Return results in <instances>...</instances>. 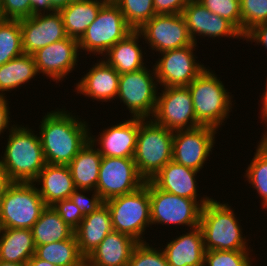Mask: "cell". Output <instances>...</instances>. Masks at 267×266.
<instances>
[{"mask_svg": "<svg viewBox=\"0 0 267 266\" xmlns=\"http://www.w3.org/2000/svg\"><path fill=\"white\" fill-rule=\"evenodd\" d=\"M65 109L51 110L40 121L39 137L47 164L68 165L90 138L88 123Z\"/></svg>", "mask_w": 267, "mask_h": 266, "instance_id": "1", "label": "cell"}, {"mask_svg": "<svg viewBox=\"0 0 267 266\" xmlns=\"http://www.w3.org/2000/svg\"><path fill=\"white\" fill-rule=\"evenodd\" d=\"M8 134L0 166L12 182H33L47 164L39 134L22 124H14Z\"/></svg>", "mask_w": 267, "mask_h": 266, "instance_id": "2", "label": "cell"}, {"mask_svg": "<svg viewBox=\"0 0 267 266\" xmlns=\"http://www.w3.org/2000/svg\"><path fill=\"white\" fill-rule=\"evenodd\" d=\"M233 208L213 198L201 209L199 227L202 230L204 247L209 250L253 251L242 233V226Z\"/></svg>", "mask_w": 267, "mask_h": 266, "instance_id": "3", "label": "cell"}, {"mask_svg": "<svg viewBox=\"0 0 267 266\" xmlns=\"http://www.w3.org/2000/svg\"><path fill=\"white\" fill-rule=\"evenodd\" d=\"M207 67L188 85L196 114L201 126L218 130L232 111V95L217 75Z\"/></svg>", "mask_w": 267, "mask_h": 266, "instance_id": "4", "label": "cell"}, {"mask_svg": "<svg viewBox=\"0 0 267 266\" xmlns=\"http://www.w3.org/2000/svg\"><path fill=\"white\" fill-rule=\"evenodd\" d=\"M174 131L169 130L151 118H139L134 161L138 173L151 180L172 160Z\"/></svg>", "mask_w": 267, "mask_h": 266, "instance_id": "5", "label": "cell"}, {"mask_svg": "<svg viewBox=\"0 0 267 266\" xmlns=\"http://www.w3.org/2000/svg\"><path fill=\"white\" fill-rule=\"evenodd\" d=\"M104 203L110 210L113 230L129 235L138 242H146L144 233L151 226L149 180L138 190Z\"/></svg>", "mask_w": 267, "mask_h": 266, "instance_id": "6", "label": "cell"}, {"mask_svg": "<svg viewBox=\"0 0 267 266\" xmlns=\"http://www.w3.org/2000/svg\"><path fill=\"white\" fill-rule=\"evenodd\" d=\"M46 204L32 182H12L0 201V228L31 229Z\"/></svg>", "mask_w": 267, "mask_h": 266, "instance_id": "7", "label": "cell"}, {"mask_svg": "<svg viewBox=\"0 0 267 266\" xmlns=\"http://www.w3.org/2000/svg\"><path fill=\"white\" fill-rule=\"evenodd\" d=\"M134 29L124 19L119 6L108 0L100 9L95 21L78 41L79 51L101 57L118 41L126 38Z\"/></svg>", "mask_w": 267, "mask_h": 266, "instance_id": "8", "label": "cell"}, {"mask_svg": "<svg viewBox=\"0 0 267 266\" xmlns=\"http://www.w3.org/2000/svg\"><path fill=\"white\" fill-rule=\"evenodd\" d=\"M204 196L198 201L180 197L158 189L149 180L151 225H184L190 229L198 227L201 209L212 199Z\"/></svg>", "mask_w": 267, "mask_h": 266, "instance_id": "9", "label": "cell"}, {"mask_svg": "<svg viewBox=\"0 0 267 266\" xmlns=\"http://www.w3.org/2000/svg\"><path fill=\"white\" fill-rule=\"evenodd\" d=\"M158 82L154 67L120 74L117 98L126 105L130 117L151 118L156 108Z\"/></svg>", "mask_w": 267, "mask_h": 266, "instance_id": "10", "label": "cell"}, {"mask_svg": "<svg viewBox=\"0 0 267 266\" xmlns=\"http://www.w3.org/2000/svg\"><path fill=\"white\" fill-rule=\"evenodd\" d=\"M160 91L151 117L154 122L172 131L201 126L196 120L192 97L187 86L163 87Z\"/></svg>", "mask_w": 267, "mask_h": 266, "instance_id": "11", "label": "cell"}, {"mask_svg": "<svg viewBox=\"0 0 267 266\" xmlns=\"http://www.w3.org/2000/svg\"><path fill=\"white\" fill-rule=\"evenodd\" d=\"M145 181L133 158L102 157L96 191L105 202L138 190Z\"/></svg>", "mask_w": 267, "mask_h": 266, "instance_id": "12", "label": "cell"}, {"mask_svg": "<svg viewBox=\"0 0 267 266\" xmlns=\"http://www.w3.org/2000/svg\"><path fill=\"white\" fill-rule=\"evenodd\" d=\"M196 43L183 48L159 53V58L153 65L158 86L180 87L190 85L206 67L199 63L194 55Z\"/></svg>", "mask_w": 267, "mask_h": 266, "instance_id": "13", "label": "cell"}, {"mask_svg": "<svg viewBox=\"0 0 267 266\" xmlns=\"http://www.w3.org/2000/svg\"><path fill=\"white\" fill-rule=\"evenodd\" d=\"M152 51L162 53L194 44L183 14H156L138 30Z\"/></svg>", "mask_w": 267, "mask_h": 266, "instance_id": "14", "label": "cell"}, {"mask_svg": "<svg viewBox=\"0 0 267 266\" xmlns=\"http://www.w3.org/2000/svg\"><path fill=\"white\" fill-rule=\"evenodd\" d=\"M216 131L210 126L174 131L172 160L200 172L216 144Z\"/></svg>", "mask_w": 267, "mask_h": 266, "instance_id": "15", "label": "cell"}, {"mask_svg": "<svg viewBox=\"0 0 267 266\" xmlns=\"http://www.w3.org/2000/svg\"><path fill=\"white\" fill-rule=\"evenodd\" d=\"M32 55L38 74L42 73L58 83L78 65L77 58L80 55L78 40L67 37L38 49Z\"/></svg>", "mask_w": 267, "mask_h": 266, "instance_id": "16", "label": "cell"}, {"mask_svg": "<svg viewBox=\"0 0 267 266\" xmlns=\"http://www.w3.org/2000/svg\"><path fill=\"white\" fill-rule=\"evenodd\" d=\"M24 54H34L56 41L67 38L59 11L19 19Z\"/></svg>", "mask_w": 267, "mask_h": 266, "instance_id": "17", "label": "cell"}, {"mask_svg": "<svg viewBox=\"0 0 267 266\" xmlns=\"http://www.w3.org/2000/svg\"><path fill=\"white\" fill-rule=\"evenodd\" d=\"M182 14L189 34L196 44V36L208 37V39H215V37L244 39L242 33L230 21L212 13L197 0H191Z\"/></svg>", "mask_w": 267, "mask_h": 266, "instance_id": "18", "label": "cell"}, {"mask_svg": "<svg viewBox=\"0 0 267 266\" xmlns=\"http://www.w3.org/2000/svg\"><path fill=\"white\" fill-rule=\"evenodd\" d=\"M138 130L139 118L131 117L102 130L99 137L90 133L89 140L95 146L100 145L97 149L102 157L133 158Z\"/></svg>", "mask_w": 267, "mask_h": 266, "instance_id": "19", "label": "cell"}, {"mask_svg": "<svg viewBox=\"0 0 267 266\" xmlns=\"http://www.w3.org/2000/svg\"><path fill=\"white\" fill-rule=\"evenodd\" d=\"M76 83L75 91L92 100L110 102L117 99L120 74L103 58Z\"/></svg>", "mask_w": 267, "mask_h": 266, "instance_id": "20", "label": "cell"}, {"mask_svg": "<svg viewBox=\"0 0 267 266\" xmlns=\"http://www.w3.org/2000/svg\"><path fill=\"white\" fill-rule=\"evenodd\" d=\"M161 248L169 266H204L205 247L201 228L190 229Z\"/></svg>", "mask_w": 267, "mask_h": 266, "instance_id": "21", "label": "cell"}, {"mask_svg": "<svg viewBox=\"0 0 267 266\" xmlns=\"http://www.w3.org/2000/svg\"><path fill=\"white\" fill-rule=\"evenodd\" d=\"M198 173L199 171L171 160L150 181L160 190L197 201Z\"/></svg>", "mask_w": 267, "mask_h": 266, "instance_id": "22", "label": "cell"}, {"mask_svg": "<svg viewBox=\"0 0 267 266\" xmlns=\"http://www.w3.org/2000/svg\"><path fill=\"white\" fill-rule=\"evenodd\" d=\"M32 183L41 185L37 190L46 206L69 198L76 190L68 165L46 164Z\"/></svg>", "mask_w": 267, "mask_h": 266, "instance_id": "23", "label": "cell"}, {"mask_svg": "<svg viewBox=\"0 0 267 266\" xmlns=\"http://www.w3.org/2000/svg\"><path fill=\"white\" fill-rule=\"evenodd\" d=\"M112 230L111 213L104 203L95 212L84 216L74 230L80 253L88 256Z\"/></svg>", "mask_w": 267, "mask_h": 266, "instance_id": "24", "label": "cell"}, {"mask_svg": "<svg viewBox=\"0 0 267 266\" xmlns=\"http://www.w3.org/2000/svg\"><path fill=\"white\" fill-rule=\"evenodd\" d=\"M138 243L129 235L112 230L88 257L97 266H127Z\"/></svg>", "mask_w": 267, "mask_h": 266, "instance_id": "25", "label": "cell"}, {"mask_svg": "<svg viewBox=\"0 0 267 266\" xmlns=\"http://www.w3.org/2000/svg\"><path fill=\"white\" fill-rule=\"evenodd\" d=\"M142 35L134 30L126 38L118 41L104 55L103 59L119 74L140 70L145 66L143 51L139 44ZM106 59H105V58Z\"/></svg>", "mask_w": 267, "mask_h": 266, "instance_id": "26", "label": "cell"}, {"mask_svg": "<svg viewBox=\"0 0 267 266\" xmlns=\"http://www.w3.org/2000/svg\"><path fill=\"white\" fill-rule=\"evenodd\" d=\"M108 0H73L59 12L68 37L80 40Z\"/></svg>", "mask_w": 267, "mask_h": 266, "instance_id": "27", "label": "cell"}, {"mask_svg": "<svg viewBox=\"0 0 267 266\" xmlns=\"http://www.w3.org/2000/svg\"><path fill=\"white\" fill-rule=\"evenodd\" d=\"M102 155L89 140L68 164L76 189L96 190Z\"/></svg>", "mask_w": 267, "mask_h": 266, "instance_id": "28", "label": "cell"}, {"mask_svg": "<svg viewBox=\"0 0 267 266\" xmlns=\"http://www.w3.org/2000/svg\"><path fill=\"white\" fill-rule=\"evenodd\" d=\"M31 229H0V260L17 264L26 262L35 254Z\"/></svg>", "mask_w": 267, "mask_h": 266, "instance_id": "29", "label": "cell"}, {"mask_svg": "<svg viewBox=\"0 0 267 266\" xmlns=\"http://www.w3.org/2000/svg\"><path fill=\"white\" fill-rule=\"evenodd\" d=\"M31 231L35 246L64 241L74 234L52 206H46Z\"/></svg>", "mask_w": 267, "mask_h": 266, "instance_id": "30", "label": "cell"}, {"mask_svg": "<svg viewBox=\"0 0 267 266\" xmlns=\"http://www.w3.org/2000/svg\"><path fill=\"white\" fill-rule=\"evenodd\" d=\"M38 75L33 55L22 54L0 65V95L5 96L22 84L28 83Z\"/></svg>", "mask_w": 267, "mask_h": 266, "instance_id": "31", "label": "cell"}, {"mask_svg": "<svg viewBox=\"0 0 267 266\" xmlns=\"http://www.w3.org/2000/svg\"><path fill=\"white\" fill-rule=\"evenodd\" d=\"M35 247V255L38 258L56 266H70L83 257L74 234L64 241Z\"/></svg>", "mask_w": 267, "mask_h": 266, "instance_id": "32", "label": "cell"}, {"mask_svg": "<svg viewBox=\"0 0 267 266\" xmlns=\"http://www.w3.org/2000/svg\"><path fill=\"white\" fill-rule=\"evenodd\" d=\"M24 53L19 20H0V65Z\"/></svg>", "mask_w": 267, "mask_h": 266, "instance_id": "33", "label": "cell"}, {"mask_svg": "<svg viewBox=\"0 0 267 266\" xmlns=\"http://www.w3.org/2000/svg\"><path fill=\"white\" fill-rule=\"evenodd\" d=\"M255 150L254 157L245 170L244 178H247V182L261 197L262 209L267 210V153L258 145Z\"/></svg>", "mask_w": 267, "mask_h": 266, "instance_id": "34", "label": "cell"}, {"mask_svg": "<svg viewBox=\"0 0 267 266\" xmlns=\"http://www.w3.org/2000/svg\"><path fill=\"white\" fill-rule=\"evenodd\" d=\"M120 8L124 19L134 29L138 30L145 22L156 14L153 0H113Z\"/></svg>", "mask_w": 267, "mask_h": 266, "instance_id": "35", "label": "cell"}, {"mask_svg": "<svg viewBox=\"0 0 267 266\" xmlns=\"http://www.w3.org/2000/svg\"><path fill=\"white\" fill-rule=\"evenodd\" d=\"M240 5L243 36L255 26L267 22V0H240Z\"/></svg>", "mask_w": 267, "mask_h": 266, "instance_id": "36", "label": "cell"}, {"mask_svg": "<svg viewBox=\"0 0 267 266\" xmlns=\"http://www.w3.org/2000/svg\"><path fill=\"white\" fill-rule=\"evenodd\" d=\"M249 251L209 250L205 251L204 266H252Z\"/></svg>", "mask_w": 267, "mask_h": 266, "instance_id": "37", "label": "cell"}, {"mask_svg": "<svg viewBox=\"0 0 267 266\" xmlns=\"http://www.w3.org/2000/svg\"><path fill=\"white\" fill-rule=\"evenodd\" d=\"M150 246L148 242H139L135 246L127 266H169L161 247Z\"/></svg>", "mask_w": 267, "mask_h": 266, "instance_id": "38", "label": "cell"}, {"mask_svg": "<svg viewBox=\"0 0 267 266\" xmlns=\"http://www.w3.org/2000/svg\"><path fill=\"white\" fill-rule=\"evenodd\" d=\"M212 13L227 19L241 32L240 0H197Z\"/></svg>", "mask_w": 267, "mask_h": 266, "instance_id": "39", "label": "cell"}, {"mask_svg": "<svg viewBox=\"0 0 267 266\" xmlns=\"http://www.w3.org/2000/svg\"><path fill=\"white\" fill-rule=\"evenodd\" d=\"M93 191V192H92ZM91 193L92 196L88 198L84 193ZM70 200L80 209V212L86 216L95 212L98 208H100L104 201L97 193L96 190H83V189H76L71 195Z\"/></svg>", "mask_w": 267, "mask_h": 266, "instance_id": "40", "label": "cell"}, {"mask_svg": "<svg viewBox=\"0 0 267 266\" xmlns=\"http://www.w3.org/2000/svg\"><path fill=\"white\" fill-rule=\"evenodd\" d=\"M52 207L59 214L61 219L73 230L80 225L84 218L80 209L70 200V198L58 201L52 205Z\"/></svg>", "mask_w": 267, "mask_h": 266, "instance_id": "41", "label": "cell"}, {"mask_svg": "<svg viewBox=\"0 0 267 266\" xmlns=\"http://www.w3.org/2000/svg\"><path fill=\"white\" fill-rule=\"evenodd\" d=\"M0 10L2 19L27 18L31 16V0H4Z\"/></svg>", "mask_w": 267, "mask_h": 266, "instance_id": "42", "label": "cell"}, {"mask_svg": "<svg viewBox=\"0 0 267 266\" xmlns=\"http://www.w3.org/2000/svg\"><path fill=\"white\" fill-rule=\"evenodd\" d=\"M191 0H153L155 14H181Z\"/></svg>", "mask_w": 267, "mask_h": 266, "instance_id": "43", "label": "cell"}, {"mask_svg": "<svg viewBox=\"0 0 267 266\" xmlns=\"http://www.w3.org/2000/svg\"><path fill=\"white\" fill-rule=\"evenodd\" d=\"M247 42H256V44H262L267 49V22L259 24L252 28L245 36L244 39Z\"/></svg>", "mask_w": 267, "mask_h": 266, "instance_id": "44", "label": "cell"}, {"mask_svg": "<svg viewBox=\"0 0 267 266\" xmlns=\"http://www.w3.org/2000/svg\"><path fill=\"white\" fill-rule=\"evenodd\" d=\"M8 102L9 101H7L6 96L0 95V136H1V133H4V131H6V129H8L9 131L14 126L11 123H9L12 121L10 120V116H9L11 114H10V108H9ZM9 126L11 128H9Z\"/></svg>", "mask_w": 267, "mask_h": 266, "instance_id": "45", "label": "cell"}, {"mask_svg": "<svg viewBox=\"0 0 267 266\" xmlns=\"http://www.w3.org/2000/svg\"><path fill=\"white\" fill-rule=\"evenodd\" d=\"M54 11L49 0H31V16Z\"/></svg>", "mask_w": 267, "mask_h": 266, "instance_id": "46", "label": "cell"}, {"mask_svg": "<svg viewBox=\"0 0 267 266\" xmlns=\"http://www.w3.org/2000/svg\"><path fill=\"white\" fill-rule=\"evenodd\" d=\"M12 183L6 172L0 166V201L3 198L8 186Z\"/></svg>", "mask_w": 267, "mask_h": 266, "instance_id": "47", "label": "cell"}, {"mask_svg": "<svg viewBox=\"0 0 267 266\" xmlns=\"http://www.w3.org/2000/svg\"><path fill=\"white\" fill-rule=\"evenodd\" d=\"M266 87H265V90H263V94L261 97V104H262V107L261 108V115H260V118L265 122L264 124L266 125L267 127V79H266V83H265Z\"/></svg>", "mask_w": 267, "mask_h": 266, "instance_id": "48", "label": "cell"}, {"mask_svg": "<svg viewBox=\"0 0 267 266\" xmlns=\"http://www.w3.org/2000/svg\"><path fill=\"white\" fill-rule=\"evenodd\" d=\"M26 266H56L38 258L35 254L26 262Z\"/></svg>", "mask_w": 267, "mask_h": 266, "instance_id": "49", "label": "cell"}, {"mask_svg": "<svg viewBox=\"0 0 267 266\" xmlns=\"http://www.w3.org/2000/svg\"><path fill=\"white\" fill-rule=\"evenodd\" d=\"M73 0H49L52 8L55 11H60L61 9L65 8L69 5Z\"/></svg>", "mask_w": 267, "mask_h": 266, "instance_id": "50", "label": "cell"}, {"mask_svg": "<svg viewBox=\"0 0 267 266\" xmlns=\"http://www.w3.org/2000/svg\"><path fill=\"white\" fill-rule=\"evenodd\" d=\"M70 266H97L95 265L88 256H83L80 260L76 263L71 264Z\"/></svg>", "mask_w": 267, "mask_h": 266, "instance_id": "51", "label": "cell"}, {"mask_svg": "<svg viewBox=\"0 0 267 266\" xmlns=\"http://www.w3.org/2000/svg\"><path fill=\"white\" fill-rule=\"evenodd\" d=\"M267 130V127H266ZM264 130L265 133L262 134L261 140L258 144V146L265 152L267 153V131Z\"/></svg>", "mask_w": 267, "mask_h": 266, "instance_id": "52", "label": "cell"}, {"mask_svg": "<svg viewBox=\"0 0 267 266\" xmlns=\"http://www.w3.org/2000/svg\"><path fill=\"white\" fill-rule=\"evenodd\" d=\"M0 266H26V264H17V263H12V262L0 260Z\"/></svg>", "mask_w": 267, "mask_h": 266, "instance_id": "53", "label": "cell"}, {"mask_svg": "<svg viewBox=\"0 0 267 266\" xmlns=\"http://www.w3.org/2000/svg\"><path fill=\"white\" fill-rule=\"evenodd\" d=\"M4 0H0V6L3 4Z\"/></svg>", "mask_w": 267, "mask_h": 266, "instance_id": "54", "label": "cell"}]
</instances>
